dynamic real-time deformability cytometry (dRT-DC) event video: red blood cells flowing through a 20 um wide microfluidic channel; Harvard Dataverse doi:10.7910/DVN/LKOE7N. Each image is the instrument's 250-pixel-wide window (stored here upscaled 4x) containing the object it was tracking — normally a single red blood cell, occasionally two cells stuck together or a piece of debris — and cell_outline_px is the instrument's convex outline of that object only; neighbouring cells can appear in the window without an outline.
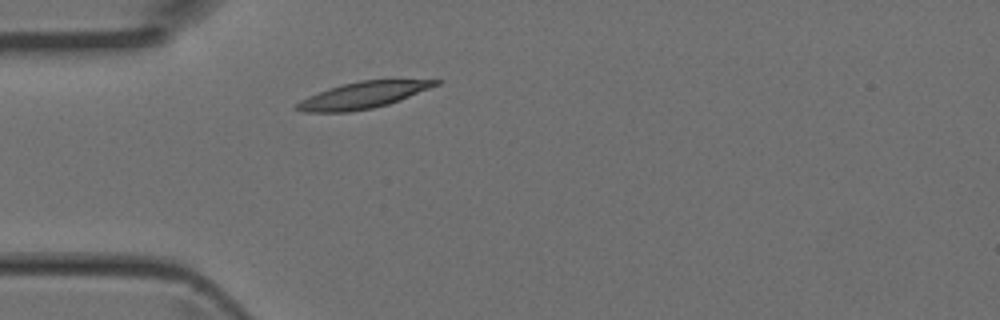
{"species": "Egyptian fruit bat (a non-hibernating species)", "species_latin": "Rousettus aegyptiacus", "temperature_condition": "room temperature", "stored_images_in_passage": 1, "camera_frame_rate_fps": 3000, "um_per_image_px": 0.085, "animal": {"sex": "female"}, "frame": {"image": 1, "passage_image": 1, "time_ms": 0.0, "image_size_px": [1000, 320], "cell_outline_px": [[444, 80], [440, 84], [400, 100], [388, 104], [372, 108], [348, 112], [300, 112], [292, 108], [300, 100], [308, 96], [328, 88], [360, 80]], "centroid_in_image_um": [30.81, 8.1], "position_along_channel_um": 54.2, "area_um2": 21.39}}